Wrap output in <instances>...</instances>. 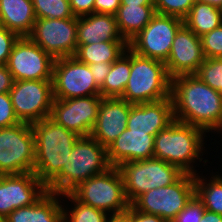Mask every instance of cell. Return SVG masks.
<instances>
[{
    "label": "cell",
    "mask_w": 222,
    "mask_h": 222,
    "mask_svg": "<svg viewBox=\"0 0 222 222\" xmlns=\"http://www.w3.org/2000/svg\"><path fill=\"white\" fill-rule=\"evenodd\" d=\"M32 0H0V26L28 37L36 22Z\"/></svg>",
    "instance_id": "obj_23"
},
{
    "label": "cell",
    "mask_w": 222,
    "mask_h": 222,
    "mask_svg": "<svg viewBox=\"0 0 222 222\" xmlns=\"http://www.w3.org/2000/svg\"><path fill=\"white\" fill-rule=\"evenodd\" d=\"M183 21L188 29L201 37L222 25V12L210 4L195 1Z\"/></svg>",
    "instance_id": "obj_26"
},
{
    "label": "cell",
    "mask_w": 222,
    "mask_h": 222,
    "mask_svg": "<svg viewBox=\"0 0 222 222\" xmlns=\"http://www.w3.org/2000/svg\"><path fill=\"white\" fill-rule=\"evenodd\" d=\"M54 59L74 56L77 48V17L36 19L28 36Z\"/></svg>",
    "instance_id": "obj_13"
},
{
    "label": "cell",
    "mask_w": 222,
    "mask_h": 222,
    "mask_svg": "<svg viewBox=\"0 0 222 222\" xmlns=\"http://www.w3.org/2000/svg\"><path fill=\"white\" fill-rule=\"evenodd\" d=\"M78 201L112 214L129 209L124 183L118 167H110L104 173L81 182L70 192Z\"/></svg>",
    "instance_id": "obj_7"
},
{
    "label": "cell",
    "mask_w": 222,
    "mask_h": 222,
    "mask_svg": "<svg viewBox=\"0 0 222 222\" xmlns=\"http://www.w3.org/2000/svg\"><path fill=\"white\" fill-rule=\"evenodd\" d=\"M126 52L112 63L111 69L100 87L102 98H120L123 95L131 72V50L128 48Z\"/></svg>",
    "instance_id": "obj_27"
},
{
    "label": "cell",
    "mask_w": 222,
    "mask_h": 222,
    "mask_svg": "<svg viewBox=\"0 0 222 222\" xmlns=\"http://www.w3.org/2000/svg\"><path fill=\"white\" fill-rule=\"evenodd\" d=\"M195 75L212 89L222 92V58H205Z\"/></svg>",
    "instance_id": "obj_31"
},
{
    "label": "cell",
    "mask_w": 222,
    "mask_h": 222,
    "mask_svg": "<svg viewBox=\"0 0 222 222\" xmlns=\"http://www.w3.org/2000/svg\"><path fill=\"white\" fill-rule=\"evenodd\" d=\"M195 195V175L184 173L173 184L152 189L137 197L130 205L138 211L172 222Z\"/></svg>",
    "instance_id": "obj_8"
},
{
    "label": "cell",
    "mask_w": 222,
    "mask_h": 222,
    "mask_svg": "<svg viewBox=\"0 0 222 222\" xmlns=\"http://www.w3.org/2000/svg\"><path fill=\"white\" fill-rule=\"evenodd\" d=\"M171 97V77L159 60L131 51V72L123 95L131 104L150 103Z\"/></svg>",
    "instance_id": "obj_5"
},
{
    "label": "cell",
    "mask_w": 222,
    "mask_h": 222,
    "mask_svg": "<svg viewBox=\"0 0 222 222\" xmlns=\"http://www.w3.org/2000/svg\"><path fill=\"white\" fill-rule=\"evenodd\" d=\"M174 120L201 128L221 130L222 93L212 89L195 74L171 78Z\"/></svg>",
    "instance_id": "obj_1"
},
{
    "label": "cell",
    "mask_w": 222,
    "mask_h": 222,
    "mask_svg": "<svg viewBox=\"0 0 222 222\" xmlns=\"http://www.w3.org/2000/svg\"><path fill=\"white\" fill-rule=\"evenodd\" d=\"M54 58L29 37L14 43L6 66L14 81L52 80Z\"/></svg>",
    "instance_id": "obj_14"
},
{
    "label": "cell",
    "mask_w": 222,
    "mask_h": 222,
    "mask_svg": "<svg viewBox=\"0 0 222 222\" xmlns=\"http://www.w3.org/2000/svg\"><path fill=\"white\" fill-rule=\"evenodd\" d=\"M106 222H131L130 214L125 211L122 213H116L107 217Z\"/></svg>",
    "instance_id": "obj_42"
},
{
    "label": "cell",
    "mask_w": 222,
    "mask_h": 222,
    "mask_svg": "<svg viewBox=\"0 0 222 222\" xmlns=\"http://www.w3.org/2000/svg\"><path fill=\"white\" fill-rule=\"evenodd\" d=\"M121 5H154V0H121Z\"/></svg>",
    "instance_id": "obj_44"
},
{
    "label": "cell",
    "mask_w": 222,
    "mask_h": 222,
    "mask_svg": "<svg viewBox=\"0 0 222 222\" xmlns=\"http://www.w3.org/2000/svg\"><path fill=\"white\" fill-rule=\"evenodd\" d=\"M14 79L6 65H0V94L9 93L12 88Z\"/></svg>",
    "instance_id": "obj_41"
},
{
    "label": "cell",
    "mask_w": 222,
    "mask_h": 222,
    "mask_svg": "<svg viewBox=\"0 0 222 222\" xmlns=\"http://www.w3.org/2000/svg\"><path fill=\"white\" fill-rule=\"evenodd\" d=\"M54 99H71L100 95L88 64L74 56L56 58L52 73Z\"/></svg>",
    "instance_id": "obj_12"
},
{
    "label": "cell",
    "mask_w": 222,
    "mask_h": 222,
    "mask_svg": "<svg viewBox=\"0 0 222 222\" xmlns=\"http://www.w3.org/2000/svg\"><path fill=\"white\" fill-rule=\"evenodd\" d=\"M121 0H95L93 13L116 15Z\"/></svg>",
    "instance_id": "obj_37"
},
{
    "label": "cell",
    "mask_w": 222,
    "mask_h": 222,
    "mask_svg": "<svg viewBox=\"0 0 222 222\" xmlns=\"http://www.w3.org/2000/svg\"><path fill=\"white\" fill-rule=\"evenodd\" d=\"M9 95L21 122L32 124L50 117L54 101L52 80L14 81Z\"/></svg>",
    "instance_id": "obj_11"
},
{
    "label": "cell",
    "mask_w": 222,
    "mask_h": 222,
    "mask_svg": "<svg viewBox=\"0 0 222 222\" xmlns=\"http://www.w3.org/2000/svg\"><path fill=\"white\" fill-rule=\"evenodd\" d=\"M204 211L203 202L195 194L172 222H200Z\"/></svg>",
    "instance_id": "obj_34"
},
{
    "label": "cell",
    "mask_w": 222,
    "mask_h": 222,
    "mask_svg": "<svg viewBox=\"0 0 222 222\" xmlns=\"http://www.w3.org/2000/svg\"><path fill=\"white\" fill-rule=\"evenodd\" d=\"M35 137L30 123L0 128V175L34 172Z\"/></svg>",
    "instance_id": "obj_9"
},
{
    "label": "cell",
    "mask_w": 222,
    "mask_h": 222,
    "mask_svg": "<svg viewBox=\"0 0 222 222\" xmlns=\"http://www.w3.org/2000/svg\"><path fill=\"white\" fill-rule=\"evenodd\" d=\"M196 0H154L157 14L184 19Z\"/></svg>",
    "instance_id": "obj_32"
},
{
    "label": "cell",
    "mask_w": 222,
    "mask_h": 222,
    "mask_svg": "<svg viewBox=\"0 0 222 222\" xmlns=\"http://www.w3.org/2000/svg\"><path fill=\"white\" fill-rule=\"evenodd\" d=\"M19 36L9 29L0 26V65H6L14 43Z\"/></svg>",
    "instance_id": "obj_36"
},
{
    "label": "cell",
    "mask_w": 222,
    "mask_h": 222,
    "mask_svg": "<svg viewBox=\"0 0 222 222\" xmlns=\"http://www.w3.org/2000/svg\"><path fill=\"white\" fill-rule=\"evenodd\" d=\"M130 108L121 98H102L90 136L107 148L127 128Z\"/></svg>",
    "instance_id": "obj_18"
},
{
    "label": "cell",
    "mask_w": 222,
    "mask_h": 222,
    "mask_svg": "<svg viewBox=\"0 0 222 222\" xmlns=\"http://www.w3.org/2000/svg\"><path fill=\"white\" fill-rule=\"evenodd\" d=\"M205 58H222V25L200 37Z\"/></svg>",
    "instance_id": "obj_33"
},
{
    "label": "cell",
    "mask_w": 222,
    "mask_h": 222,
    "mask_svg": "<svg viewBox=\"0 0 222 222\" xmlns=\"http://www.w3.org/2000/svg\"><path fill=\"white\" fill-rule=\"evenodd\" d=\"M101 100V95L65 100L54 99L50 118L79 136H90L98 116Z\"/></svg>",
    "instance_id": "obj_15"
},
{
    "label": "cell",
    "mask_w": 222,
    "mask_h": 222,
    "mask_svg": "<svg viewBox=\"0 0 222 222\" xmlns=\"http://www.w3.org/2000/svg\"><path fill=\"white\" fill-rule=\"evenodd\" d=\"M153 135L125 129L108 147L107 158L111 166L154 157Z\"/></svg>",
    "instance_id": "obj_20"
},
{
    "label": "cell",
    "mask_w": 222,
    "mask_h": 222,
    "mask_svg": "<svg viewBox=\"0 0 222 222\" xmlns=\"http://www.w3.org/2000/svg\"><path fill=\"white\" fill-rule=\"evenodd\" d=\"M200 222H222V215L205 210Z\"/></svg>",
    "instance_id": "obj_43"
},
{
    "label": "cell",
    "mask_w": 222,
    "mask_h": 222,
    "mask_svg": "<svg viewBox=\"0 0 222 222\" xmlns=\"http://www.w3.org/2000/svg\"><path fill=\"white\" fill-rule=\"evenodd\" d=\"M201 3L210 4L216 8L221 9L222 8V0H196Z\"/></svg>",
    "instance_id": "obj_45"
},
{
    "label": "cell",
    "mask_w": 222,
    "mask_h": 222,
    "mask_svg": "<svg viewBox=\"0 0 222 222\" xmlns=\"http://www.w3.org/2000/svg\"><path fill=\"white\" fill-rule=\"evenodd\" d=\"M128 48L127 41H102L88 45H78L74 57L88 65L98 62L113 63Z\"/></svg>",
    "instance_id": "obj_25"
},
{
    "label": "cell",
    "mask_w": 222,
    "mask_h": 222,
    "mask_svg": "<svg viewBox=\"0 0 222 222\" xmlns=\"http://www.w3.org/2000/svg\"><path fill=\"white\" fill-rule=\"evenodd\" d=\"M127 212L130 214L131 222H167L160 216L135 210L131 205Z\"/></svg>",
    "instance_id": "obj_40"
},
{
    "label": "cell",
    "mask_w": 222,
    "mask_h": 222,
    "mask_svg": "<svg viewBox=\"0 0 222 222\" xmlns=\"http://www.w3.org/2000/svg\"><path fill=\"white\" fill-rule=\"evenodd\" d=\"M174 121L171 97L150 103L131 104L127 129L155 135Z\"/></svg>",
    "instance_id": "obj_19"
},
{
    "label": "cell",
    "mask_w": 222,
    "mask_h": 222,
    "mask_svg": "<svg viewBox=\"0 0 222 222\" xmlns=\"http://www.w3.org/2000/svg\"><path fill=\"white\" fill-rule=\"evenodd\" d=\"M204 60L200 37L183 25L173 39L170 54L165 63L169 76L173 78L195 74Z\"/></svg>",
    "instance_id": "obj_17"
},
{
    "label": "cell",
    "mask_w": 222,
    "mask_h": 222,
    "mask_svg": "<svg viewBox=\"0 0 222 222\" xmlns=\"http://www.w3.org/2000/svg\"><path fill=\"white\" fill-rule=\"evenodd\" d=\"M183 25L181 18L156 13L143 30L128 42V47L137 55L166 63L173 39Z\"/></svg>",
    "instance_id": "obj_10"
},
{
    "label": "cell",
    "mask_w": 222,
    "mask_h": 222,
    "mask_svg": "<svg viewBox=\"0 0 222 222\" xmlns=\"http://www.w3.org/2000/svg\"><path fill=\"white\" fill-rule=\"evenodd\" d=\"M58 196L47 190L35 203L15 209L2 222H63L64 207Z\"/></svg>",
    "instance_id": "obj_22"
},
{
    "label": "cell",
    "mask_w": 222,
    "mask_h": 222,
    "mask_svg": "<svg viewBox=\"0 0 222 222\" xmlns=\"http://www.w3.org/2000/svg\"><path fill=\"white\" fill-rule=\"evenodd\" d=\"M195 175V194L203 202L207 211L222 215V177L215 175L210 182ZM206 184V185H205Z\"/></svg>",
    "instance_id": "obj_28"
},
{
    "label": "cell",
    "mask_w": 222,
    "mask_h": 222,
    "mask_svg": "<svg viewBox=\"0 0 222 222\" xmlns=\"http://www.w3.org/2000/svg\"><path fill=\"white\" fill-rule=\"evenodd\" d=\"M95 0H69L71 11L75 17H81L93 13Z\"/></svg>",
    "instance_id": "obj_38"
},
{
    "label": "cell",
    "mask_w": 222,
    "mask_h": 222,
    "mask_svg": "<svg viewBox=\"0 0 222 222\" xmlns=\"http://www.w3.org/2000/svg\"><path fill=\"white\" fill-rule=\"evenodd\" d=\"M102 41H126L119 31L114 15L92 13L77 17L78 45Z\"/></svg>",
    "instance_id": "obj_21"
},
{
    "label": "cell",
    "mask_w": 222,
    "mask_h": 222,
    "mask_svg": "<svg viewBox=\"0 0 222 222\" xmlns=\"http://www.w3.org/2000/svg\"><path fill=\"white\" fill-rule=\"evenodd\" d=\"M31 125L35 137L34 173L47 186L66 164L80 136L60 126L50 117Z\"/></svg>",
    "instance_id": "obj_2"
},
{
    "label": "cell",
    "mask_w": 222,
    "mask_h": 222,
    "mask_svg": "<svg viewBox=\"0 0 222 222\" xmlns=\"http://www.w3.org/2000/svg\"><path fill=\"white\" fill-rule=\"evenodd\" d=\"M118 169L130 204L147 191L173 184L184 174L178 167L155 157L125 162Z\"/></svg>",
    "instance_id": "obj_6"
},
{
    "label": "cell",
    "mask_w": 222,
    "mask_h": 222,
    "mask_svg": "<svg viewBox=\"0 0 222 222\" xmlns=\"http://www.w3.org/2000/svg\"><path fill=\"white\" fill-rule=\"evenodd\" d=\"M110 167L112 166L107 158V148L91 136H80L66 164L46 189L60 195L70 193L81 182L104 173Z\"/></svg>",
    "instance_id": "obj_3"
},
{
    "label": "cell",
    "mask_w": 222,
    "mask_h": 222,
    "mask_svg": "<svg viewBox=\"0 0 222 222\" xmlns=\"http://www.w3.org/2000/svg\"><path fill=\"white\" fill-rule=\"evenodd\" d=\"M37 19L73 18L69 0H32Z\"/></svg>",
    "instance_id": "obj_30"
},
{
    "label": "cell",
    "mask_w": 222,
    "mask_h": 222,
    "mask_svg": "<svg viewBox=\"0 0 222 222\" xmlns=\"http://www.w3.org/2000/svg\"><path fill=\"white\" fill-rule=\"evenodd\" d=\"M155 14L154 5H120L115 17L121 35L129 42Z\"/></svg>",
    "instance_id": "obj_24"
},
{
    "label": "cell",
    "mask_w": 222,
    "mask_h": 222,
    "mask_svg": "<svg viewBox=\"0 0 222 222\" xmlns=\"http://www.w3.org/2000/svg\"><path fill=\"white\" fill-rule=\"evenodd\" d=\"M46 191V186L34 172L0 175L1 220L15 209L32 205Z\"/></svg>",
    "instance_id": "obj_16"
},
{
    "label": "cell",
    "mask_w": 222,
    "mask_h": 222,
    "mask_svg": "<svg viewBox=\"0 0 222 222\" xmlns=\"http://www.w3.org/2000/svg\"><path fill=\"white\" fill-rule=\"evenodd\" d=\"M17 118L9 93L0 94V128L20 123Z\"/></svg>",
    "instance_id": "obj_35"
},
{
    "label": "cell",
    "mask_w": 222,
    "mask_h": 222,
    "mask_svg": "<svg viewBox=\"0 0 222 222\" xmlns=\"http://www.w3.org/2000/svg\"><path fill=\"white\" fill-rule=\"evenodd\" d=\"M61 195L71 199L69 201L75 204L69 214L64 210L63 222H106L108 212L81 203L71 193Z\"/></svg>",
    "instance_id": "obj_29"
},
{
    "label": "cell",
    "mask_w": 222,
    "mask_h": 222,
    "mask_svg": "<svg viewBox=\"0 0 222 222\" xmlns=\"http://www.w3.org/2000/svg\"><path fill=\"white\" fill-rule=\"evenodd\" d=\"M111 65L112 63L104 62H98L88 65L95 79V83L99 88L103 85V82L111 69Z\"/></svg>",
    "instance_id": "obj_39"
},
{
    "label": "cell",
    "mask_w": 222,
    "mask_h": 222,
    "mask_svg": "<svg viewBox=\"0 0 222 222\" xmlns=\"http://www.w3.org/2000/svg\"><path fill=\"white\" fill-rule=\"evenodd\" d=\"M205 131L193 125L174 120L159 131L154 139V157L178 167L183 173L196 175L190 164L200 158Z\"/></svg>",
    "instance_id": "obj_4"
}]
</instances>
